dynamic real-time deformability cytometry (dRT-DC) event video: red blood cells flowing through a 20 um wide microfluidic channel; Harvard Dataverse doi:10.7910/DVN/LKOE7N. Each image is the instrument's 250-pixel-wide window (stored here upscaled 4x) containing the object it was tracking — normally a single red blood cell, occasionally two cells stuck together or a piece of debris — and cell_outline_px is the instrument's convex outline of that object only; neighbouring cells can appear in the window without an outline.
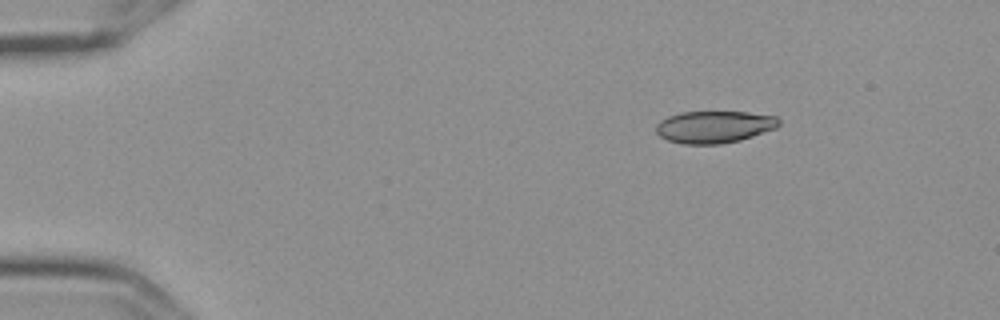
{"species": "Egyptian fruit bat (a non-hibernating species)", "species_latin": "Rousettus aegyptiacus", "temperature_condition": "cold", "stored_images_in_passage": 6, "camera_frame_rate_fps": 3000, "um_per_image_px": 0.085, "frame": {"image": 1, "passage_image": 1, "time_ms": 0.0, "image_size_px": [1000, 320], "cell_outline_px": [[780, 124], [776, 128], [740, 140], [720, 144], [684, 144], [668, 140], [660, 136], [656, 132], [656, 124], [660, 120], [668, 116], [680, 112], [748, 112], [776, 116], [780, 120]], "centroid_in_image_um": [60.7, 10.78], "position_along_channel_um": 24.3, "area_um2": 23.0}}
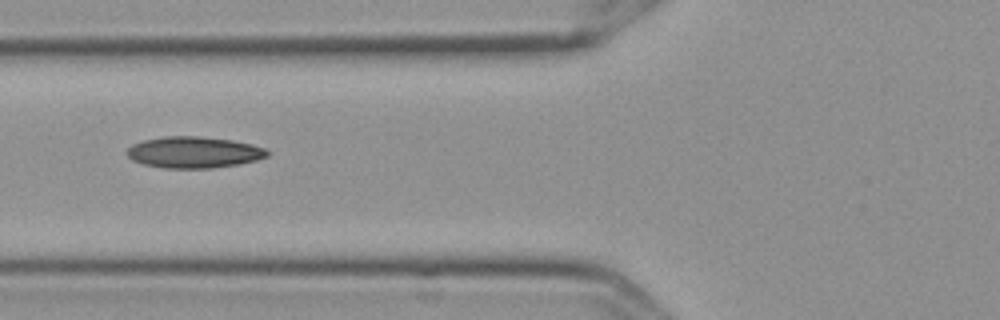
{"frame": {"image": 2, "passage_image": 5, "time_ms": 1.333, "image_size_px": [1000, 320], "cell_outline_px": [[268, 156], [256, 160], [240, 164], [212, 168], [164, 168], [144, 164], [132, 160], [124, 152], [132, 144], [144, 140], [164, 136], [200, 136], [232, 140], [252, 144], [264, 148], [268, 152]], "centroid_in_image_um": [16.46, 12.94], "position_along_channel_um": 109.3, "area_um2": 25.72}}
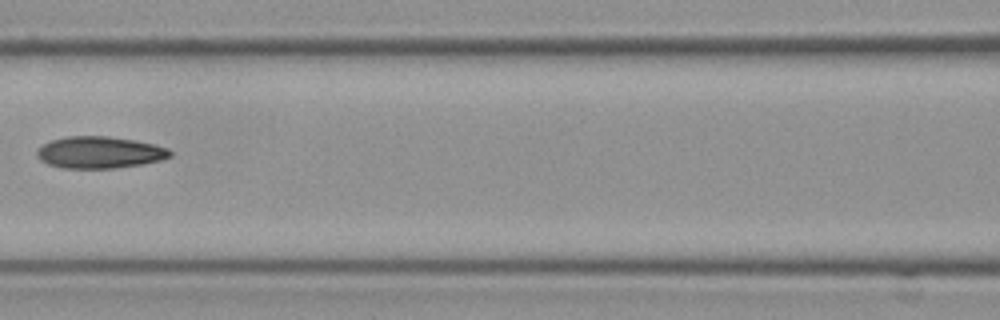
{"frame": {"image": 3, "passage_image": 6, "time_ms": 1.667, "image_size_px": [1000, 320], "cell_outline_px": [[172, 156], [160, 160], [140, 164], [116, 168], [64, 168], [48, 164], [40, 160], [36, 156], [36, 148], [52, 140], [68, 136], [108, 136], [132, 140], [152, 144], [168, 148], [172, 152]], "centroid_in_image_um": [8.43, 12.95], "position_along_channel_um": 158.2, "area_um2": 24.57}}